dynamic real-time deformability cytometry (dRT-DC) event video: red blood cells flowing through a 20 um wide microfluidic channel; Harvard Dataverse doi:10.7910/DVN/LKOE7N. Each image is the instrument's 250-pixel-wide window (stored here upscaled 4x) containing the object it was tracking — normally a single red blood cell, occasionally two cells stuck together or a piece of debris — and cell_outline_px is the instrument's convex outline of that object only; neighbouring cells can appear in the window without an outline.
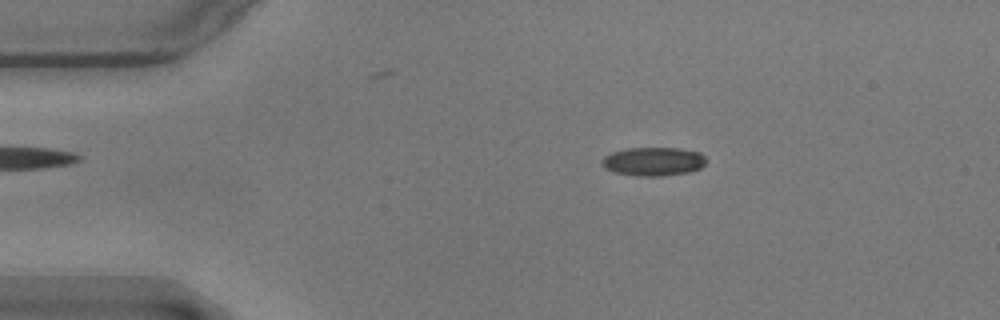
{"species": "common noctule bat (a hibernating species)", "species_latin": "Nyctalus noctula", "temperature_condition": "warm", "stored_images_in_passage": 56, "camera_frame_rate_fps": 3000, "um_per_image_px": 0.085, "animal": {"sex": "male", "body_mass_g": 17.9}, "frame": {"image": 1, "passage_image": 10, "time_ms": 3.0, "image_size_px": [1000, 320], "cell_outline_px": [[708, 160], [700, 168], [688, 172], [664, 176], [636, 176], [616, 172], [604, 168], [600, 164], [600, 160], [604, 156], [612, 152], [628, 148], [680, 148], [700, 152]], "centroid_in_image_um": [55.53, 13.72], "position_along_channel_um": 29.5, "area_um2": 17.57}}
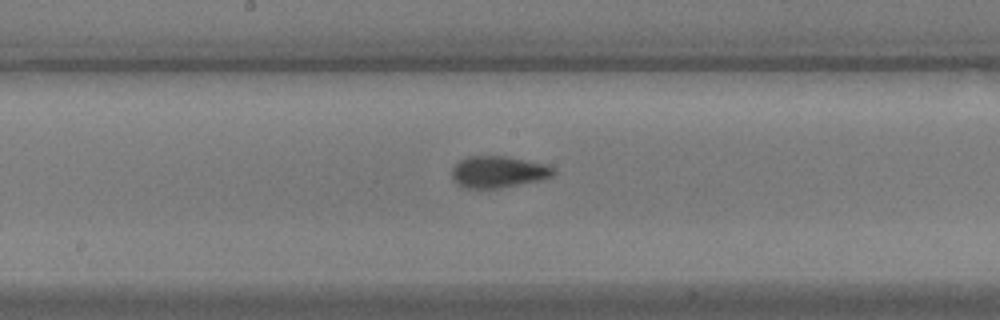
{"frame": {"image": 2, "passage_image": 29, "time_ms": 9.333, "image_size_px": [1000, 320], "cell_outline_px": [[556, 172], [552, 176], [536, 180], [500, 188], [468, 188], [456, 184], [452, 176], [452, 168], [460, 160], [468, 156], [508, 156], [544, 164], [556, 168]], "centroid_in_image_um": [42.33, 14.6], "position_along_channel_um": 205.9, "area_um2": 18.55}}
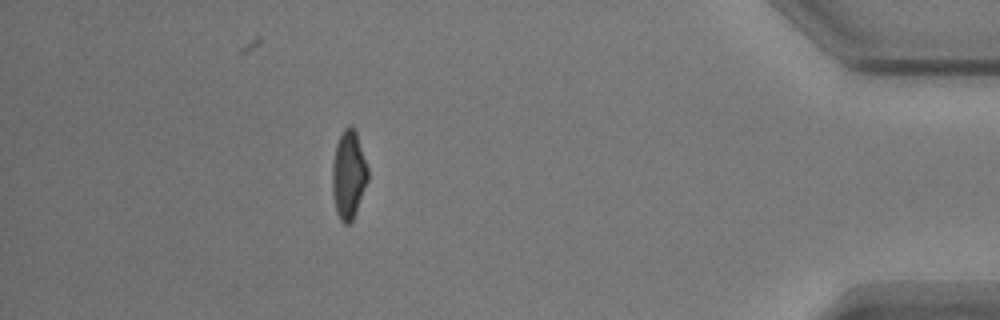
{"frame": {"image": 3, "passage_image": 50, "time_ms": 16.333, "image_size_px": [1000, 320], "cell_outline_px": [[368, 180], [356, 212], [352, 220], [348, 224], [344, 224], [340, 220], [336, 212], [332, 192], [332, 164], [336, 144], [344, 128], [348, 124], [352, 124], [356, 132], [368, 168]], "centroid_in_image_um": [29.62, 14.85], "position_along_channel_um": 405.6, "area_um2": 18.38}, "authors_computed_cell_mechanics": {"area_um2": 18.0336, "velocity_mm_per_s": 3.5709, "shape_relaxation_time_tau1_ms": 6.3441, "shape_relaxation_time_tau2_ms": 1.1516, "deformation_change_tau1": 0.2114, "deformation_change_tau2": 0.0746}}